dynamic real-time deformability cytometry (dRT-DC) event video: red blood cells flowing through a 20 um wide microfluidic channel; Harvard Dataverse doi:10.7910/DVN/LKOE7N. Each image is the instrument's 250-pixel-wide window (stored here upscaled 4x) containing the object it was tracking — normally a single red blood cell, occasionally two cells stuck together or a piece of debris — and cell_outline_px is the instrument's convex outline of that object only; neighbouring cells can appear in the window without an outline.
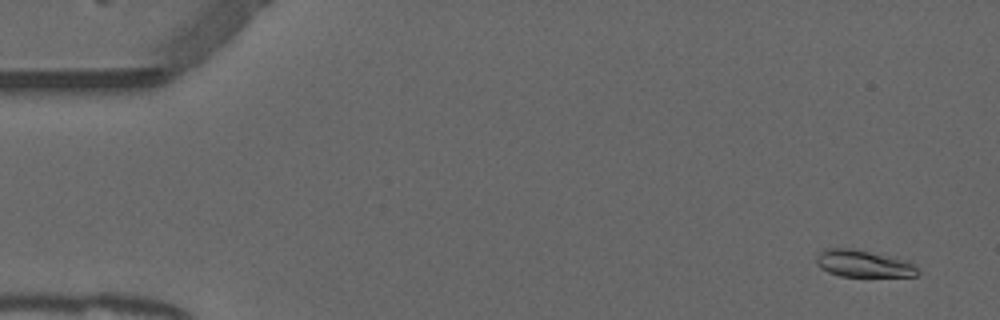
{"species": "common noctule bat (a hibernating species)", "species_latin": "Nyctalus noctula", "temperature_condition": "warm", "stored_images_in_passage": 53, "camera_frame_rate_fps": 3000, "um_per_image_px": 0.085, "animal": {"sex": "male", "forearm_length_mm": 52.5}, "frame": {"image": 1, "passage_image": 3, "time_ms": 0.667, "image_size_px": [1000, 320], "cell_outline_px": [[920, 272], [916, 276], [840, 276], [828, 272], [820, 268], [816, 264], [816, 256], [820, 252], [828, 248], [852, 248], [896, 256], [908, 260], [916, 264]], "centroid_in_image_um": [73.45, 22.4], "position_along_channel_um": 11.6, "area_um2": 16.36}}
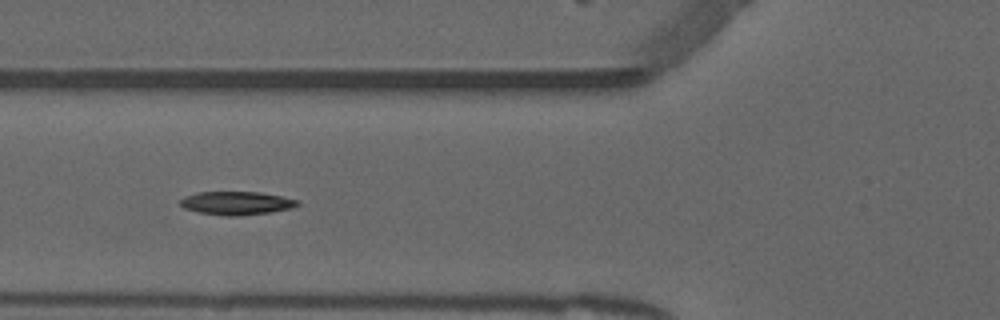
{"frame": {"image": 2, "passage_image": 20, "time_ms": 6.333, "image_size_px": [1000, 320], "cell_outline_px": [[300, 204], [292, 208], [272, 212], [240, 216], [228, 216], [200, 212], [184, 208], [180, 204], [180, 200], [184, 196], [200, 192], [260, 192], [300, 200]], "centroid_in_image_um": [20.14, 17.26], "position_along_channel_um": 105.7, "area_um2": 15.95}}
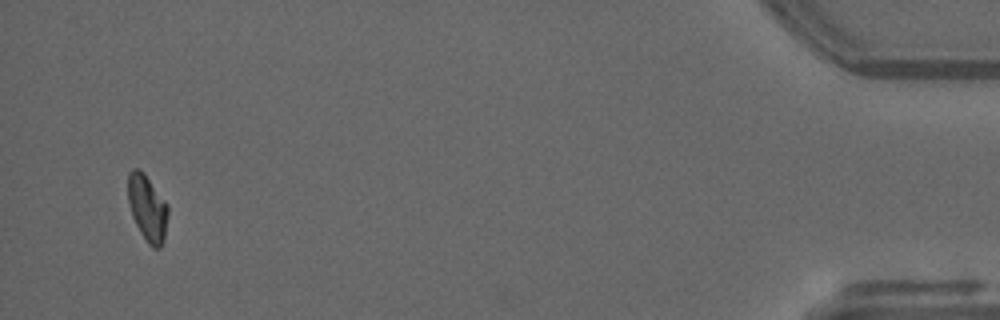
{"frame": {"image": 3, "passage_image": 51, "time_ms": 16.667, "image_size_px": [1000, 320], "cell_outline_px": [[168, 212], [164, 240], [160, 248], [152, 248], [148, 244], [140, 232], [132, 216], [128, 200], [128, 172], [132, 168], [140, 168], [144, 172], [168, 204]], "centroid_in_image_um": [12.53, 17.66], "position_along_channel_um": 422.7, "area_um2": 15.61}, "authors_computed_cell_mechanics": {"area_um2": 15.8372, "velocity_mm_per_s": 3.8887, "shape_relaxation_time_tau1_ms": 8.5977, "shape_relaxation_time_tau2_ms": 3.6835, "deformation_change_tau1": 0.2056, "deformation_change_tau2": 0.0736}}